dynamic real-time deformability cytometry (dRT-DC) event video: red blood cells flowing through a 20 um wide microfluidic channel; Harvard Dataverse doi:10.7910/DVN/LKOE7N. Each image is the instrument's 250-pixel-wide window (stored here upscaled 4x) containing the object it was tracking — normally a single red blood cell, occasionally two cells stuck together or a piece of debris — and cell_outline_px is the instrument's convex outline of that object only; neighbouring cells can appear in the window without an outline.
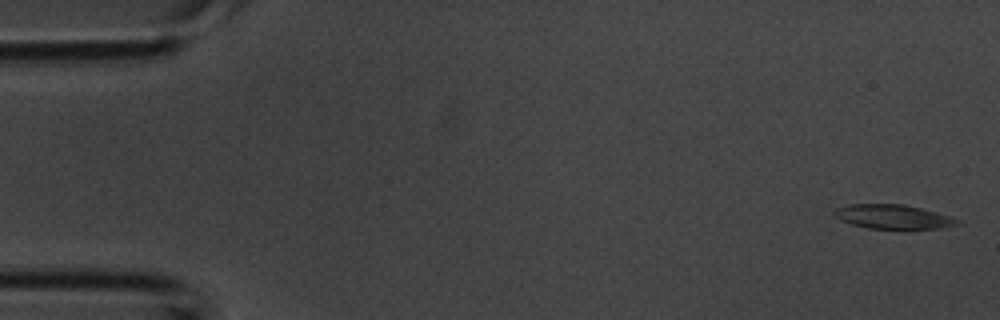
{"species": "common noctule bat (a hibernating species)", "species_latin": "Nyctalus noctula", "temperature_condition": "room temperature", "stored_images_in_passage": 43, "segment_of_instrument_passage": [1, 2], "camera_frame_rate_fps": 3000, "um_per_image_px": 0.085, "animal": {"sex": "male", "body_mass_g": 20.1, "forearm_length_mm": 53.5}, "frame": {"image": 1, "passage_image": 1, "time_ms": 0.0, "image_size_px": [1000, 320], "cell_outline_px": [[960, 224], [944, 228], [868, 228], [852, 224], [840, 220], [832, 212], [836, 208], [848, 204], [904, 204], [920, 208], [948, 216], [960, 220]], "centroid_in_image_um": [75.88, 18.41], "position_along_channel_um": 9.1, "area_um2": 17.11}}
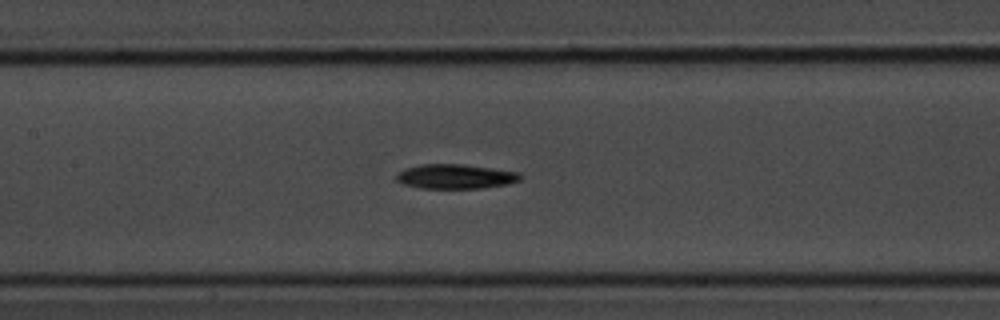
{"frame": {"image": 2, "passage_image": 19, "time_ms": 6.0, "image_size_px": [1000, 320], "cell_outline_px": [[520, 180], [508, 184], [480, 188], [420, 188], [404, 184], [396, 180], [396, 172], [404, 168], [420, 164], [464, 164], [520, 172]], "centroid_in_image_um": [38.68, 14.99], "position_along_channel_um": 168.7, "area_um2": 17.8}}
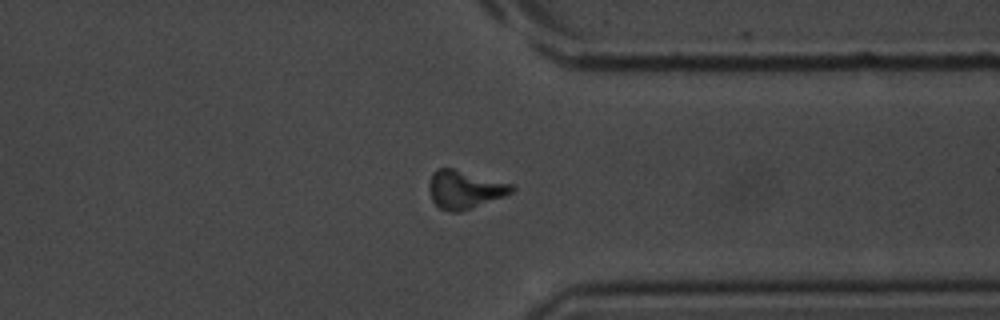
{"frame": {"image": 3, "passage_image": 32, "time_ms": 10.333, "image_size_px": [1000, 320], "cell_outline_px": [[516, 188], [512, 192], [504, 196], [472, 208], [460, 212], [452, 212], [440, 208], [432, 200], [428, 188], [428, 184], [432, 172], [436, 168], [452, 168], [512, 184]], "centroid_in_image_um": [39.47, 16.1], "position_along_channel_um": 371.9, "area_um2": 18.32}}